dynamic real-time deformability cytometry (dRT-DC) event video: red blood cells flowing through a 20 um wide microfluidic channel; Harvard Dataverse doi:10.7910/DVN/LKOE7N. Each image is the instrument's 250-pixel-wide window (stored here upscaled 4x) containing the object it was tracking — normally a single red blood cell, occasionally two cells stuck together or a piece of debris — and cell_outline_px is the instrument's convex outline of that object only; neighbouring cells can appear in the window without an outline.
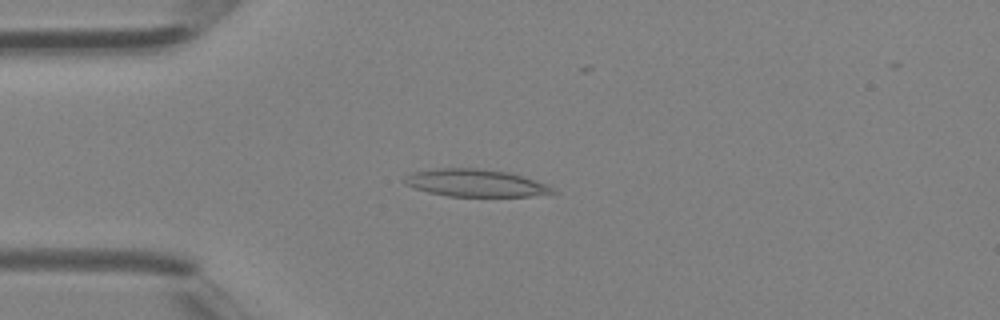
{"species": "Egyptian fruit bat (a non-hibernating species)", "species_latin": "Rousettus aegyptiacus", "temperature_condition": "room temperature", "stored_images_in_passage": 39, "camera_frame_rate_fps": 3000, "um_per_image_px": 0.085, "animal": {"sex": "female"}, "frame": {"image": 1, "passage_image": 9, "time_ms": 2.667, "image_size_px": [1000, 320], "cell_outline_px": [[560, 192], [552, 196], [448, 196], [428, 192], [404, 184], [404, 176], [412, 172], [436, 168], [480, 168], [508, 172], [524, 176], [544, 184]], "centroid_in_image_um": [40.47, 15.56], "position_along_channel_um": 44.5, "area_um2": 23.93}}
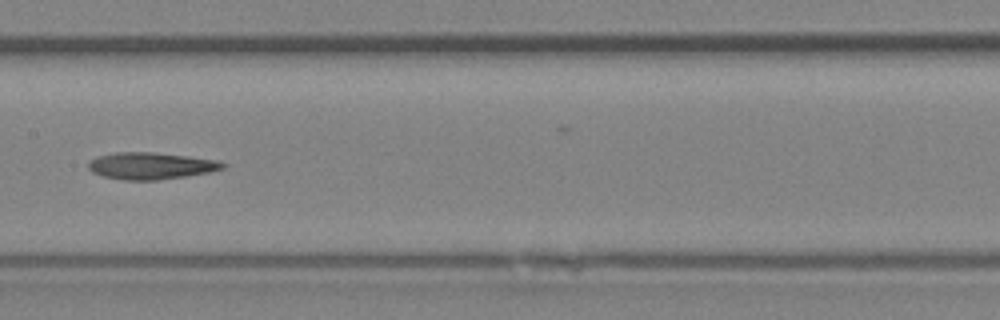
{"frame": {"image": 2, "passage_image": 19, "time_ms": 6.0, "image_size_px": [1000, 320], "cell_outline_px": [[228, 164], [224, 168], [208, 172], [184, 176], [156, 180], [124, 180], [104, 176], [92, 172], [88, 168], [88, 160], [96, 156], [112, 152], [152, 152], [188, 156], [216, 160]], "centroid_in_image_um": [12.77, 14.08], "position_along_channel_um": 194.6, "area_um2": 21.04}}
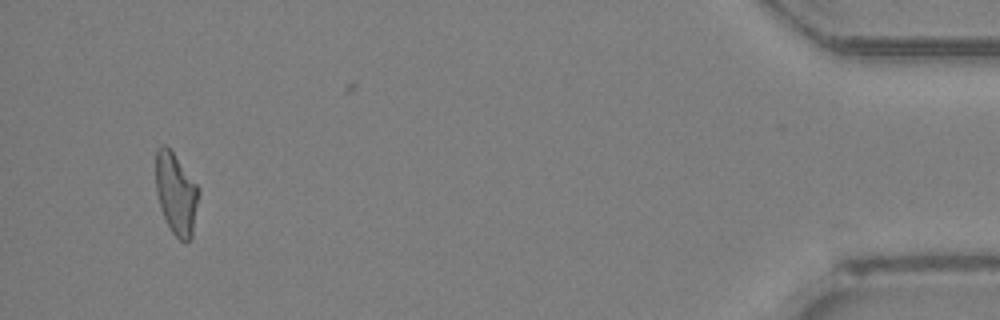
{"frame": {"image": 3, "passage_image": 37, "time_ms": 12.0, "image_size_px": [1000, 320], "cell_outline_px": [[200, 192], [192, 236], [188, 240], [180, 240], [172, 232], [160, 208], [156, 192], [156, 148], [160, 144], [164, 144], [172, 152], [200, 188]], "centroid_in_image_um": [14.97, 16.44], "position_along_channel_um": 420.2, "area_um2": 20.29}}